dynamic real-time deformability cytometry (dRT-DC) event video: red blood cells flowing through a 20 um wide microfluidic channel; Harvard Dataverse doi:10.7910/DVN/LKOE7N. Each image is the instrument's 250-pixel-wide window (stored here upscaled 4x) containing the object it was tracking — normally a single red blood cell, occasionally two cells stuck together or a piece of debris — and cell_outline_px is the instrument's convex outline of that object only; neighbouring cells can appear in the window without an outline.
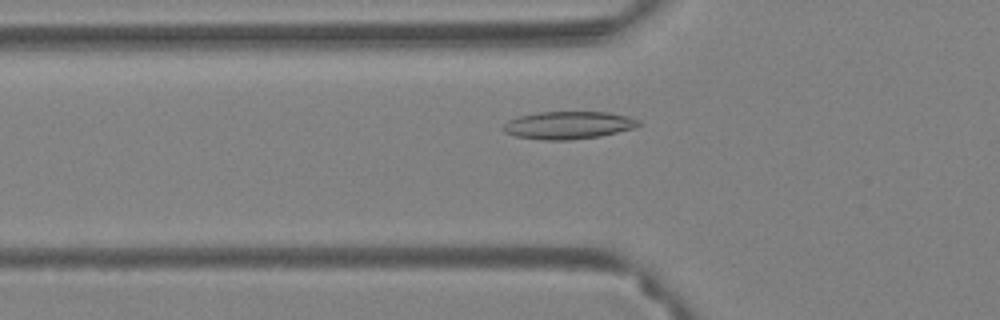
{"species": "Egyptian fruit bat (a non-hibernating species)", "species_latin": "Rousettus aegyptiacus", "temperature_condition": "warm", "stored_images_in_passage": 55, "camera_frame_rate_fps": 3000, "um_per_image_px": 0.085, "animal": {"sex": "female"}, "frame": {"image": 1, "passage_image": 15, "time_ms": 4.667, "image_size_px": [1000, 320], "cell_outline_px": [[640, 124], [632, 128], [600, 136], [572, 140], [540, 140], [516, 136], [504, 132], [500, 128], [508, 120], [520, 116], [536, 112], [608, 112], [628, 116], [640, 120]], "centroid_in_image_um": [48.27, 10.64], "position_along_channel_um": 77.5, "area_um2": 21.85}}
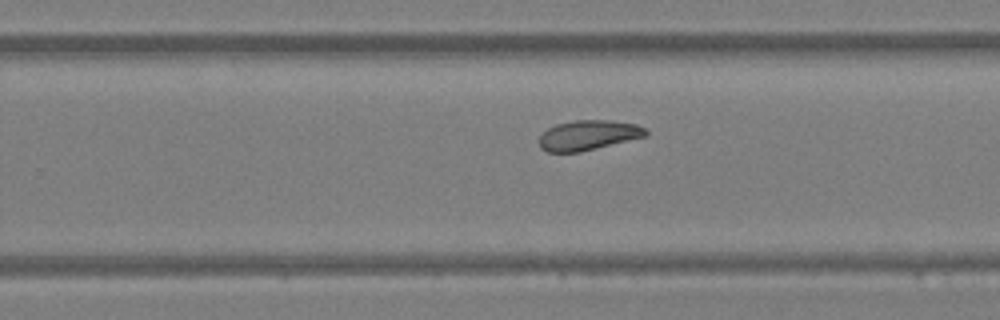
{"frame": {"image": 2, "passage_image": 33, "time_ms": 10.667, "image_size_px": [1000, 320], "cell_outline_px": [[648, 136], [580, 152], [548, 152], [540, 148], [540, 136], [548, 128], [556, 124], [576, 120], [608, 120], [636, 124], [644, 128], [648, 132]], "centroid_in_image_um": [50.02, 11.49], "position_along_channel_um": 279.8, "area_um2": 18.55}}
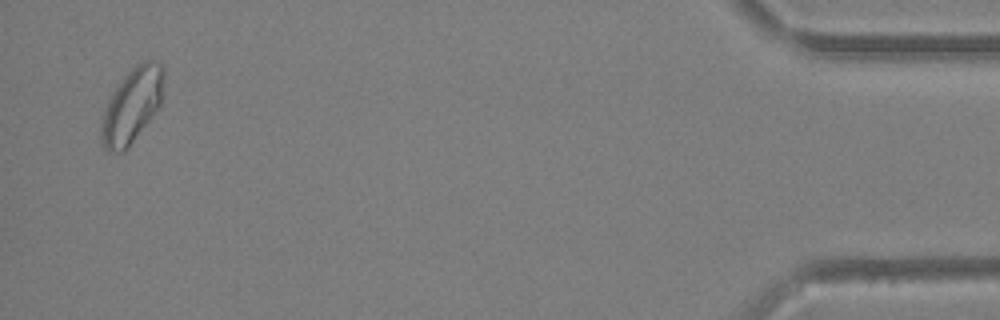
{"frame": {"image": 3, "passage_image": 53, "time_ms": 17.333, "image_size_px": [1000, 320], "cell_outline_px": [[164, 76], [160, 104], [152, 116], [124, 152], [108, 152], [104, 148], [100, 140], [100, 128], [104, 108], [112, 92], [124, 76], [136, 64], [144, 60], [160, 60], [164, 64]], "centroid_in_image_um": [11.2, 8.94], "position_along_channel_um": 424.0, "area_um2": 27.28}, "authors_computed_cell_mechanics": {"area_um2": 21.0392, "velocity_mm_per_s": 3.3745, "shape_relaxation_time_tau1_ms": null, "shape_relaxation_time_tau2_ms": 9.2172, "deformation_change_tau1": null, "deformation_change_tau2": 0.1162}}